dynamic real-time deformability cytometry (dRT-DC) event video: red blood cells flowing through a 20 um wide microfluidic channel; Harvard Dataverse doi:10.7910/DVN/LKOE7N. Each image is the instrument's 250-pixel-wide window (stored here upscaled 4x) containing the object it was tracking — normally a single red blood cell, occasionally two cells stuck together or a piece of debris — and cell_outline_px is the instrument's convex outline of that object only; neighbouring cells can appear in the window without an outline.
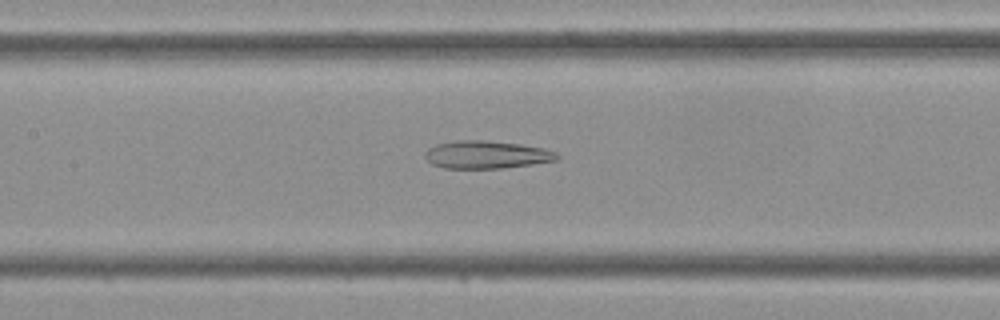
{"species": "Egyptian fruit bat (a non-hibernating species)", "species_latin": "Rousettus aegyptiacus", "temperature_condition": "cold", "stored_images_in_passage": 43, "camera_frame_rate_fps": 3000, "um_per_image_px": 0.085, "frame": {"image": 1, "passage_image": 19, "time_ms": 6.0, "image_size_px": [1000, 320], "cell_outline_px": [[560, 156], [556, 160], [532, 164], [500, 168], [444, 168], [432, 164], [424, 156], [424, 152], [428, 148], [436, 144], [460, 140], [484, 140], [520, 144], [544, 148], [556, 152]], "centroid_in_image_um": [41.34, 13.14], "position_along_channel_um": 166.1, "area_um2": 21.27}}
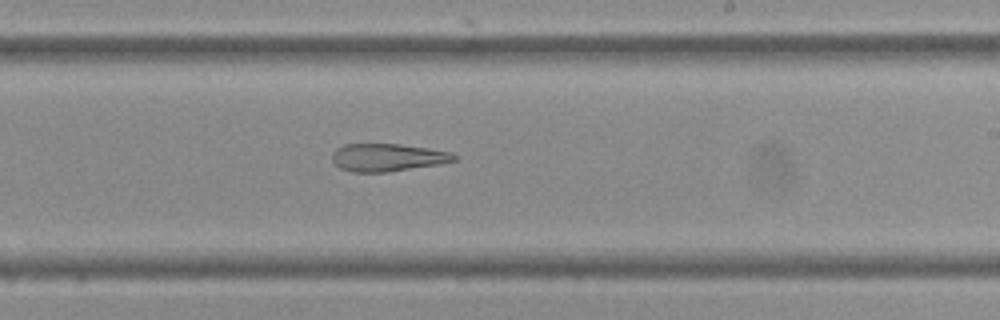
{"frame": {"image": 2, "passage_image": 25, "time_ms": 8.0, "image_size_px": [1000, 320], "cell_outline_px": [[456, 160], [440, 164], [388, 172], [352, 172], [340, 168], [332, 160], [332, 156], [336, 148], [344, 144], [400, 144], [428, 148], [452, 152], [456, 156]], "centroid_in_image_um": [32.94, 13.38], "position_along_channel_um": 256.1, "area_um2": 19.71}}
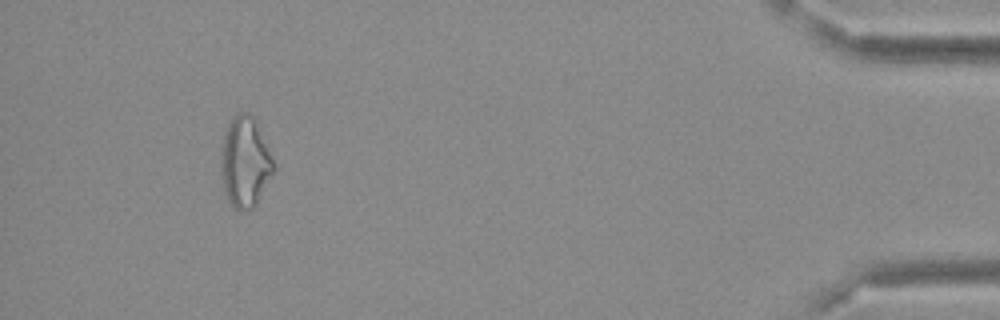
{"frame": {"image": 3, "passage_image": 40, "time_ms": 13.0, "image_size_px": [1000, 320], "cell_outline_px": [[276, 172], [252, 208], [240, 212], [228, 200], [224, 188], [220, 168], [220, 152], [224, 136], [228, 124], [232, 116], [236, 112], [248, 112], [256, 120], [268, 148], [276, 168]], "centroid_in_image_um": [20.83, 13.75], "position_along_channel_um": 414.4, "area_um2": 27.92}}